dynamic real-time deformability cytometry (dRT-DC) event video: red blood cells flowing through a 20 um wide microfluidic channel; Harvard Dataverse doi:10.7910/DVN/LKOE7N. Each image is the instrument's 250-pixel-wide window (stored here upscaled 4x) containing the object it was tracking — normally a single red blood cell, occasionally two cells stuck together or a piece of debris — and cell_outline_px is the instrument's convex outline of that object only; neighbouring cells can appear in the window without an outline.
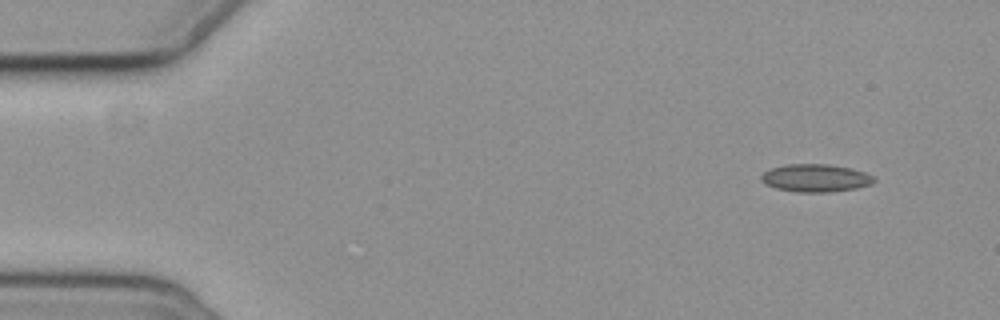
{"species": "common noctule bat (a hibernating species)", "species_latin": "Nyctalus noctula", "temperature_condition": "cold", "stored_images_in_passage": 4, "camera_frame_rate_fps": 3000, "um_per_image_px": 0.085, "animal": {"sex": "female", "body_mass_g": 19.3, "forearm_length_mm": 54.1}, "frame": {"image": 1, "passage_image": 1, "time_ms": 0.0, "image_size_px": [1000, 320], "cell_outline_px": [[876, 180], [872, 184], [856, 188], [828, 192], [800, 192], [776, 188], [764, 184], [760, 180], [760, 176], [768, 168], [784, 164], [828, 164], [852, 168], [876, 176]], "centroid_in_image_um": [69.31, 15.12], "position_along_channel_um": 15.7, "area_um2": 18.5}}